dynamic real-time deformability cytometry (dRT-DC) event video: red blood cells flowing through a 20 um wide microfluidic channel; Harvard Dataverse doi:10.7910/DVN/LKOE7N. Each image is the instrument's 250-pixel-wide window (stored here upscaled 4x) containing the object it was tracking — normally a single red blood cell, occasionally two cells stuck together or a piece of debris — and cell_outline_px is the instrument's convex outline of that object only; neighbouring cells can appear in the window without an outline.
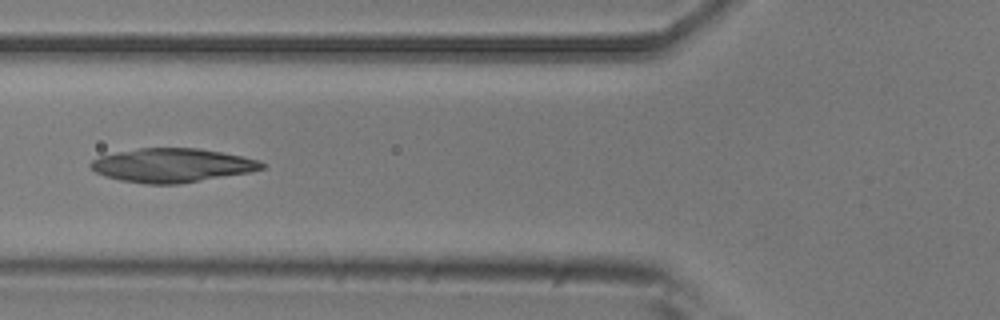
{"species": "common noctule bat (a hibernating species)", "species_latin": "Nyctalus noctula", "temperature_condition": "room temperature", "stored_images_in_passage": 4, "camera_frame_rate_fps": 3000, "um_per_image_px": 0.085, "animal": {"sex": "male", "body_mass_g": 20.5, "forearm_length_mm": 52.5}, "frame": {"image": 1, "passage_image": 4, "time_ms": 1.0, "image_size_px": [1000, 320], "cell_outline_px": [[264, 168], [252, 172], [176, 184], [148, 184], [120, 180], [104, 176], [96, 172], [88, 164], [92, 160], [100, 156], [116, 152], [140, 148], [200, 148], [260, 160], [264, 164]], "centroid_in_image_um": [14.62, 14.05], "position_along_channel_um": 111.2, "area_um2": 33.64}}